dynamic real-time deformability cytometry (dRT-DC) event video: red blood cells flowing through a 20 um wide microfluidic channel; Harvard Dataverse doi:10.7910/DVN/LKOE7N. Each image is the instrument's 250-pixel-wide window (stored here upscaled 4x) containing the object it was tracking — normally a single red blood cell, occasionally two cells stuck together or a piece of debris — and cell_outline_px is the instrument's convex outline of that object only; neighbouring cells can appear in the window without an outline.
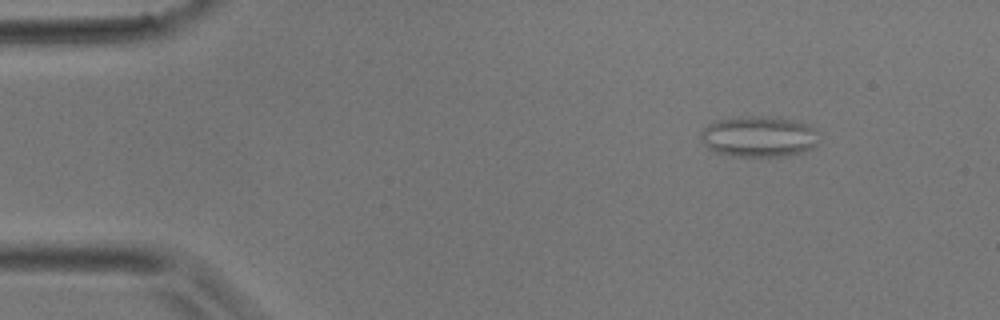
{"species": "common noctule bat (a hibernating species)", "species_latin": "Nyctalus noctula", "temperature_condition": "room temperature", "stored_images_in_passage": 3, "camera_frame_rate_fps": 3000, "um_per_image_px": 0.085, "animal": {"sex": "male", "body_mass_g": 17.9}, "frame": {"image": 1, "passage_image": 2, "time_ms": 0.333, "image_size_px": [1000, 320], "cell_outline_px": [[816, 144], [812, 148], [800, 152], [784, 156], [732, 156], [716, 152], [708, 148], [700, 140], [700, 132], [708, 124], [716, 120], [752, 116], [776, 116], [800, 120], [808, 124], [816, 132]], "centroid_in_image_um": [64.48, 11.59], "position_along_channel_um": 20.5, "area_um2": 28.26}}